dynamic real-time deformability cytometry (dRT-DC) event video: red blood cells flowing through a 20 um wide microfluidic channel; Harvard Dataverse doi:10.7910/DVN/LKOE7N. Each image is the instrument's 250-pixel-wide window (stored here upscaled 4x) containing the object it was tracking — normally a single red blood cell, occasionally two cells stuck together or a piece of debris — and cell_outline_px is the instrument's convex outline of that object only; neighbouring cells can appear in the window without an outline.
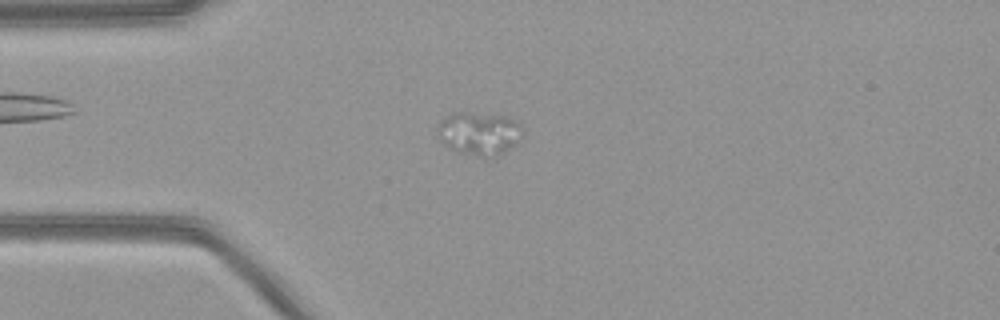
{"species": "common noctule bat (a hibernating species)", "species_latin": "Nyctalus noctula", "temperature_condition": "warm", "stored_images_in_passage": 53, "camera_frame_rate_fps": 3000, "um_per_image_px": 0.085, "animal": {"sex": "female", "body_mass_g": 21.9}, "frame": {"image": 1, "passage_image": 13, "time_ms": 4.0, "image_size_px": [1000, 320], "cell_outline_px": [[524, 132], [520, 140], [516, 144], [496, 156], [476, 156], [456, 152], [448, 148], [440, 140], [436, 132], [436, 128], [444, 116], [452, 112], [468, 112], [504, 116], [516, 120], [520, 124]], "centroid_in_image_um": [40.7, 11.33], "position_along_channel_um": 44.3, "area_um2": 21.73}}
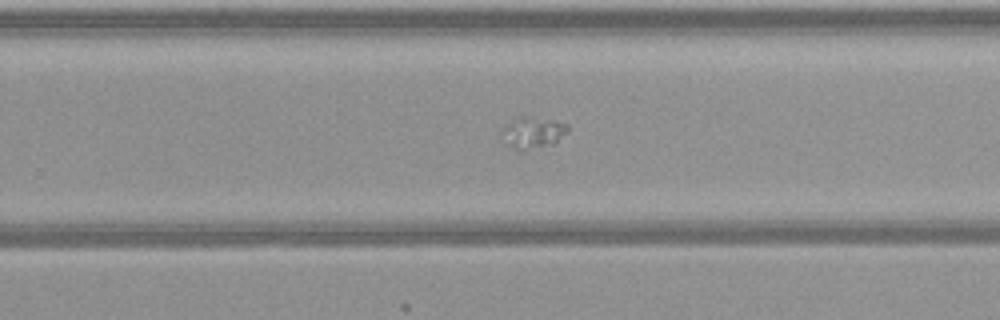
{"frame": {"image": 2, "passage_image": 33, "time_ms": 10.667, "image_size_px": [1000, 320], "cell_outline_px": [[568, 132], [552, 144], [520, 152], [508, 148], [500, 144], [504, 128], [516, 116], [524, 116], [568, 124]], "centroid_in_image_um": [45.19, 11.33], "position_along_channel_um": 284.6, "area_um2": 12.25}}
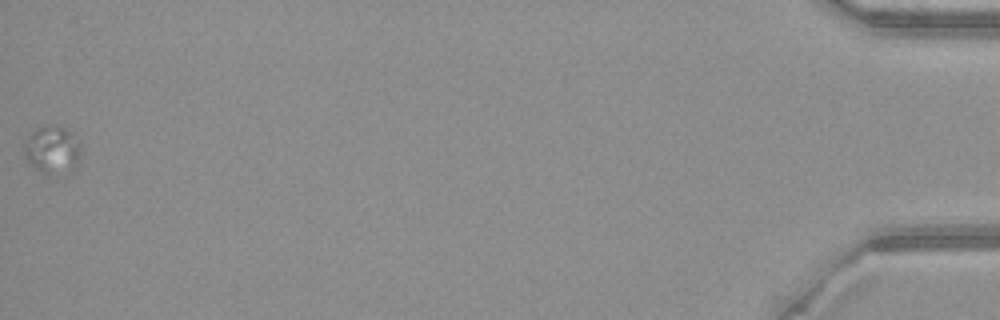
{"frame": {"image": 3, "passage_image": 53, "time_ms": 17.333, "image_size_px": [1000, 320], "cell_outline_px": [[80, 156], [76, 168], [72, 172], [56, 180], [40, 172], [28, 160], [24, 152], [24, 144], [32, 132], [36, 128], [64, 128], [72, 132], [80, 140]], "centroid_in_image_um": [4.52, 12.87], "position_along_channel_um": 430.7, "area_um2": 16.18}}